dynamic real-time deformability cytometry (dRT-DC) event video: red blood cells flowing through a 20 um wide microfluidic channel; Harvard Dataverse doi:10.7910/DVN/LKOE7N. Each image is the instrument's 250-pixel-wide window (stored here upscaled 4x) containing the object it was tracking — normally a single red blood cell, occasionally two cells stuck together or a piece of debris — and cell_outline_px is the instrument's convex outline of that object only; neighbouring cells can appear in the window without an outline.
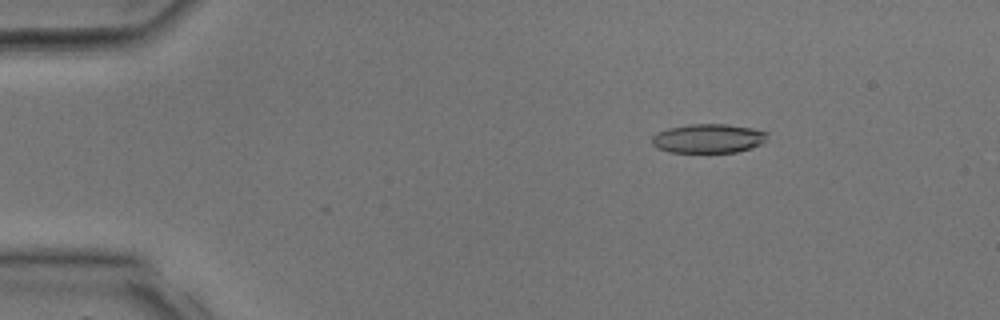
{"species": "common noctule bat (a hibernating species)", "species_latin": "Nyctalus noctula", "temperature_condition": "room temperature", "stored_images_in_passage": 25, "camera_frame_rate_fps": 3000, "um_per_image_px": 0.085, "animal": {"sex": "male", "body_mass_g": 17.9, "forearm_length_mm": 54.2}, "frame": {"image": 1, "passage_image": 3, "time_ms": 0.667, "image_size_px": [1000, 320], "cell_outline_px": [[768, 132], [764, 140], [760, 144], [752, 148], [736, 152], [668, 152], [656, 148], [652, 144], [652, 136], [668, 128], [688, 124], [728, 124], [752, 128]], "centroid_in_image_um": [60.19, 11.77], "position_along_channel_um": 24.8, "area_um2": 19.54}}
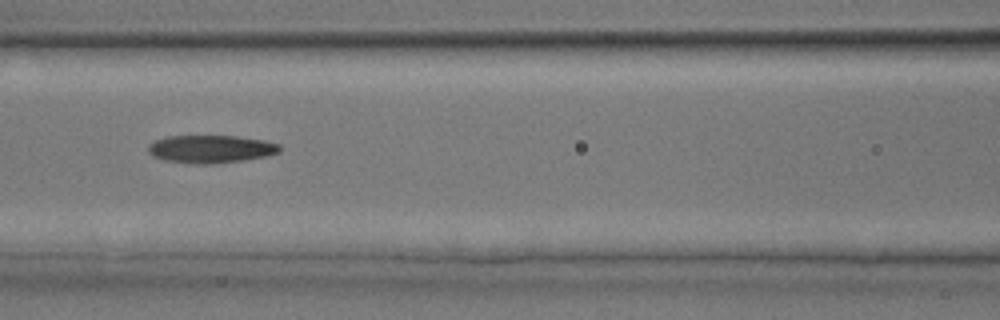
{"frame": {"image": 2, "passage_image": 13, "time_ms": 4.0, "image_size_px": [1000, 320], "cell_outline_px": [[280, 152], [268, 156], [244, 160], [212, 164], [192, 164], [164, 160], [152, 156], [148, 152], [148, 144], [156, 140], [168, 136], [236, 136], [264, 140], [280, 144]], "centroid_in_image_um": [17.92, 12.67], "position_along_channel_um": 148.7, "area_um2": 21.5}}
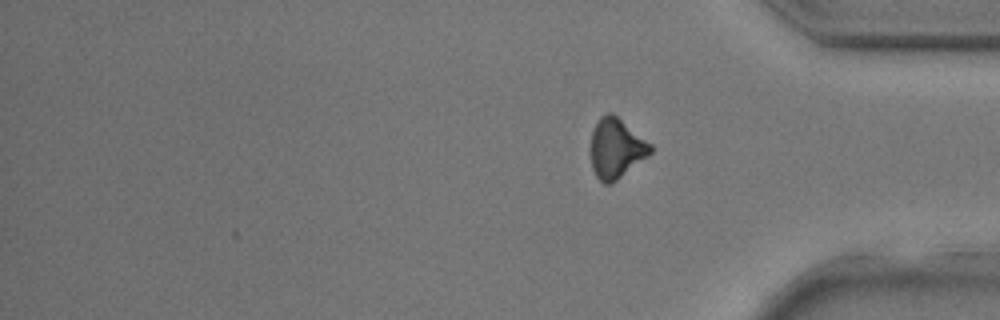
{"frame": {"image": 3, "passage_image": 25, "time_ms": 8.0, "image_size_px": [1000, 320], "cell_outline_px": [[652, 152], [612, 184], [604, 184], [596, 176], [592, 168], [592, 132], [600, 116], [608, 112], [612, 112], [652, 144]], "centroid_in_image_um": [52.38, 12.61], "position_along_channel_um": 382.8, "area_um2": 20.58}}